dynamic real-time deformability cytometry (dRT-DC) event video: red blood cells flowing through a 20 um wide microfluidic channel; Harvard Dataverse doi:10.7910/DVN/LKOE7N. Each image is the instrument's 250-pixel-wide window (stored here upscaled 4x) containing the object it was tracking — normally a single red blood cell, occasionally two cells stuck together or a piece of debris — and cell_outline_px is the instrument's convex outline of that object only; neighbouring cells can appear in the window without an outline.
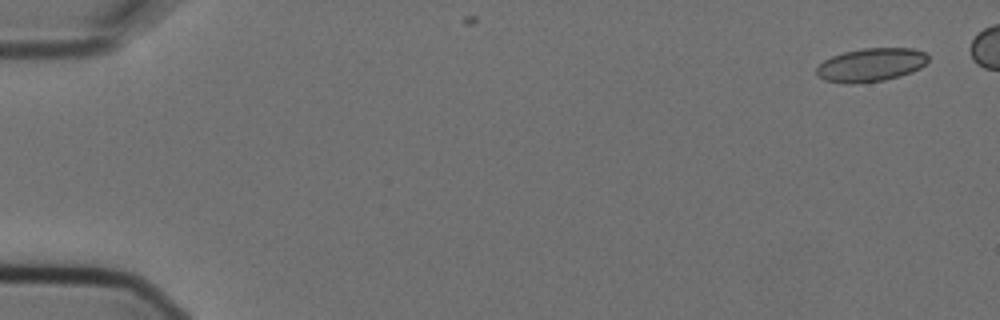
{"species": "Egyptian fruit bat (a non-hibernating species)", "species_latin": "Rousettus aegyptiacus", "temperature_condition": "cold", "stored_images_in_passage": 3, "camera_frame_rate_fps": 3000, "um_per_image_px": 0.085, "animal": {"sex": "female"}, "frame": {"image": 1, "passage_image": 1, "time_ms": 0.0, "image_size_px": [1000, 320], "cell_outline_px": [[928, 60], [920, 68], [912, 72], [900, 76], [884, 80], [852, 84], [848, 84], [824, 80], [816, 72], [816, 68], [824, 60], [832, 56], [844, 52], [864, 48], [912, 48], [924, 52], [928, 56]], "centroid_in_image_um": [74.03, 5.51], "position_along_channel_um": 11.0, "area_um2": 21.68}}